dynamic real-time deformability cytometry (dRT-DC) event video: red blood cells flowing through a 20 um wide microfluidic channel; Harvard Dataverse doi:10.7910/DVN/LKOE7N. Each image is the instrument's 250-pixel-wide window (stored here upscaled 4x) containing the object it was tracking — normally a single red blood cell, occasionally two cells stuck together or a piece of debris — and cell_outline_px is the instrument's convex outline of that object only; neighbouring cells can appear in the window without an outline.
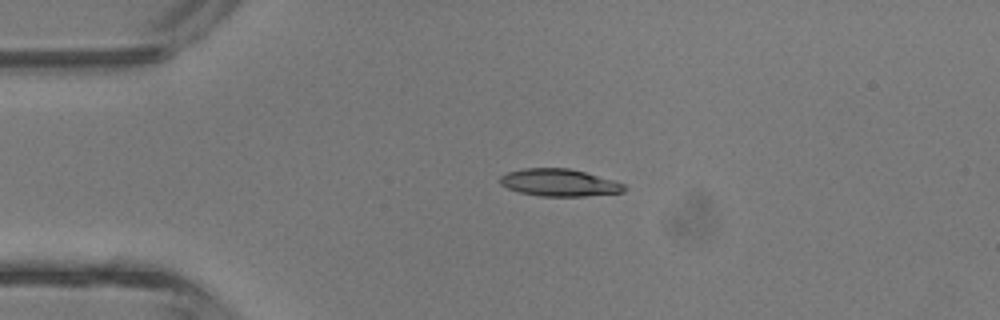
{"species": "common noctule bat (a hibernating species)", "species_latin": "Nyctalus noctula", "temperature_condition": "room temperature", "stored_images_in_passage": 43, "camera_frame_rate_fps": 3000, "um_per_image_px": 0.085, "animal": {"sex": "male", "body_mass_g": 13.3}, "frame": {"image": 1, "passage_image": 9, "time_ms": 2.667, "image_size_px": [1000, 320], "cell_outline_px": [[628, 188], [624, 192], [584, 196], [540, 196], [520, 192], [508, 188], [500, 184], [500, 176], [508, 172], [524, 168], [568, 168], [584, 172], [612, 180], [624, 184]], "centroid_in_image_um": [47.53, 15.52], "position_along_channel_um": 37.5, "area_um2": 19.59}}
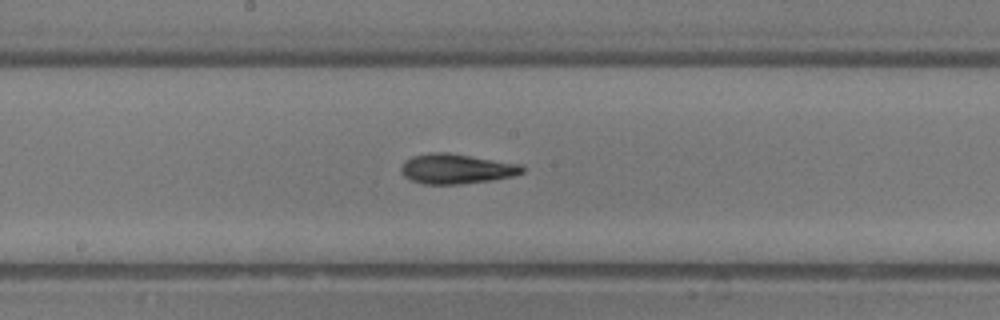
{"frame": {"image": 2, "passage_image": 22, "time_ms": 7.0, "image_size_px": [1000, 320], "cell_outline_px": [[524, 172], [512, 176], [492, 180], [460, 184], [424, 184], [412, 180], [404, 176], [400, 172], [400, 168], [404, 160], [412, 156], [432, 152], [448, 152], [520, 164], [524, 168]], "centroid_in_image_um": [38.76, 14.34], "position_along_channel_um": 209.4, "area_um2": 21.15}}
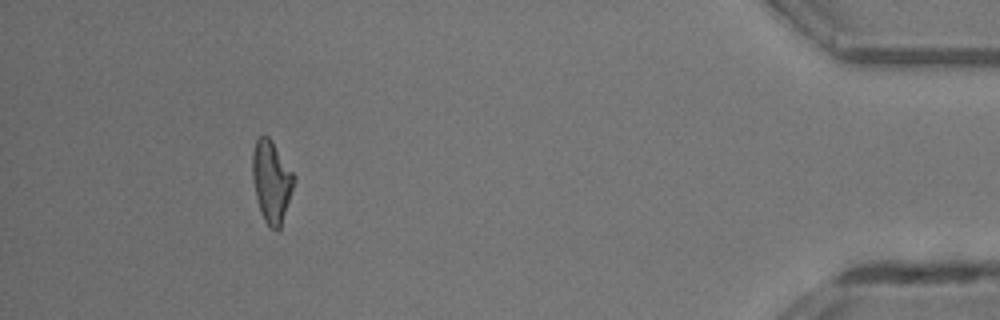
{"frame": {"image": 3, "passage_image": 39, "time_ms": 12.667, "image_size_px": [1000, 320], "cell_outline_px": [[296, 180], [280, 228], [276, 232], [264, 220], [260, 212], [252, 180], [252, 152], [256, 140], [260, 136], [268, 136], [272, 140], [296, 176]], "centroid_in_image_um": [23.08, 15.41], "position_along_channel_um": 412.1, "area_um2": 19.94}, "authors_computed_cell_mechanics": {"area_um2": 20.0566, "velocity_mm_per_s": 4.7308, "shape_relaxation_time_tau1_ms": 3.7437, "shape_relaxation_time_tau2_ms": 3.4309, "deformation_change_tau1": 0.1657, "deformation_change_tau2": 0.1347}}